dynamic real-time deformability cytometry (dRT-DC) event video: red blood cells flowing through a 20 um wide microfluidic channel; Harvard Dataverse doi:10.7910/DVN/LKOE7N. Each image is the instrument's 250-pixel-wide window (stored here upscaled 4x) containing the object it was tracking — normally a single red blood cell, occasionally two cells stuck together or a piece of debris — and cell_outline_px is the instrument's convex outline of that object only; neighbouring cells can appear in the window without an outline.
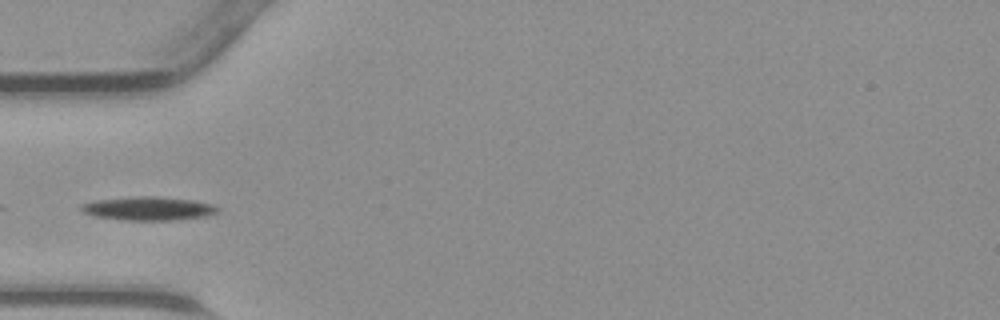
{"species": "common noctule bat (a hibernating species)", "species_latin": "Nyctalus noctula", "temperature_condition": "warm", "stored_images_in_passage": 31, "camera_frame_rate_fps": 3000, "um_per_image_px": 0.085, "animal": {"sex": "male", "body_mass_g": 23.1, "forearm_length_mm": 52.7}, "frame": {"image": 1, "passage_image": 1, "time_ms": 0.0, "image_size_px": [1000, 320], "cell_outline_px": [[220, 208], [216, 212], [208, 216], [176, 220], [124, 220], [96, 216], [84, 212], [80, 208], [80, 204], [92, 200], [132, 196], [156, 196], [192, 200], [212, 204]], "centroid_in_image_um": [12.6, 17.71], "position_along_channel_um": 72.4, "area_um2": 18.9}}
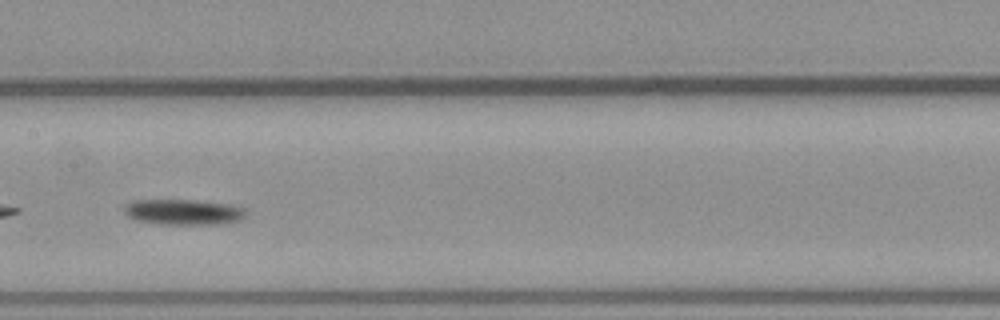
{"frame": {"image": 2, "passage_image": 9, "time_ms": 2.667, "image_size_px": [1000, 320], "cell_outline_px": [[248, 212], [240, 220], [224, 224], [164, 224], [136, 220], [128, 216], [124, 212], [124, 204], [132, 200], [196, 200], [236, 204], [244, 208]], "centroid_in_image_um": [15.64, 18.01], "position_along_channel_um": 191.8, "area_um2": 18.44}}
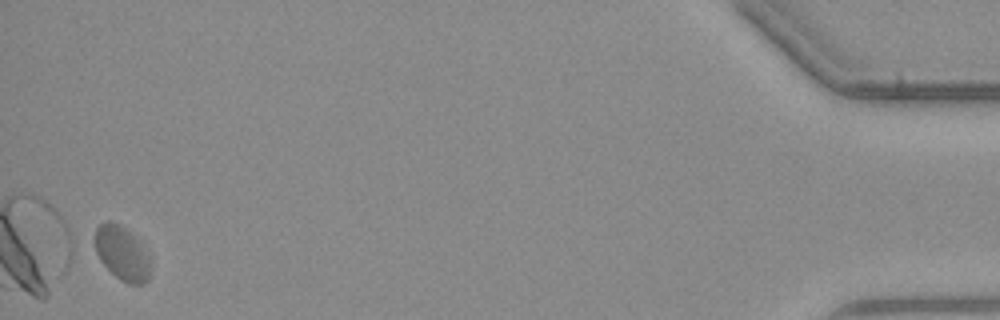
{"frame": {"image": 3, "passage_image": 31, "time_ms": 10.0, "image_size_px": [1000, 320], "cell_outline_px": [[152, 268], [148, 280], [144, 284], [128, 284], [120, 280], [100, 260], [96, 252], [96, 228], [104, 220], [108, 220], [120, 224], [148, 252], [152, 260]], "centroid_in_image_um": [10.42, 21.56], "position_along_channel_um": 424.8, "area_um2": 17.51}}